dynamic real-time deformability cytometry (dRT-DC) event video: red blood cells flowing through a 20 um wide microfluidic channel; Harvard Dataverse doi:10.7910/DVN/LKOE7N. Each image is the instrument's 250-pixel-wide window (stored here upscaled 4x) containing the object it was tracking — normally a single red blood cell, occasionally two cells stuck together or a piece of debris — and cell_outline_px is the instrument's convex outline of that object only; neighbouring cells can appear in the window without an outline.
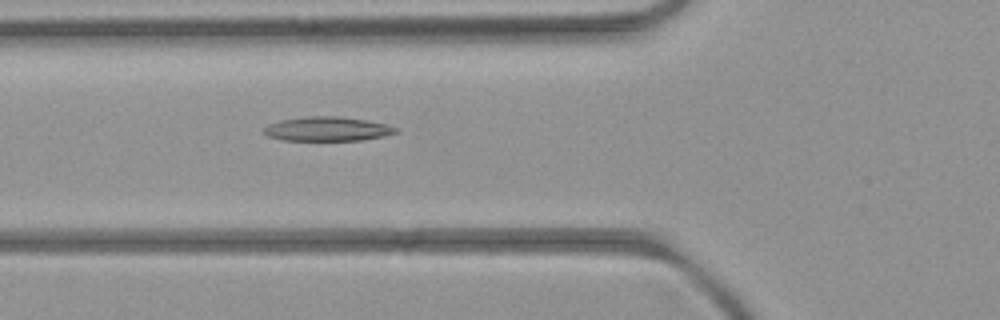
{"species": "common noctule bat (a hibernating species)", "species_latin": "Nyctalus noctula", "temperature_condition": "room temperature", "stored_images_in_passage": 2, "camera_frame_rate_fps": 3000, "um_per_image_px": 0.085, "animal": {"sex": "female", "body_mass_g": 21.9}, "frame": {"image": 1, "passage_image": 2, "time_ms": 1.0, "image_size_px": [1000, 320], "cell_outline_px": [[400, 132], [384, 136], [360, 140], [280, 140], [268, 136], [264, 132], [264, 128], [268, 124], [280, 120], [304, 116], [336, 116], [368, 120], [400, 128]], "centroid_in_image_um": [27.84, 10.95], "position_along_channel_um": 98.0, "area_um2": 18.73}}